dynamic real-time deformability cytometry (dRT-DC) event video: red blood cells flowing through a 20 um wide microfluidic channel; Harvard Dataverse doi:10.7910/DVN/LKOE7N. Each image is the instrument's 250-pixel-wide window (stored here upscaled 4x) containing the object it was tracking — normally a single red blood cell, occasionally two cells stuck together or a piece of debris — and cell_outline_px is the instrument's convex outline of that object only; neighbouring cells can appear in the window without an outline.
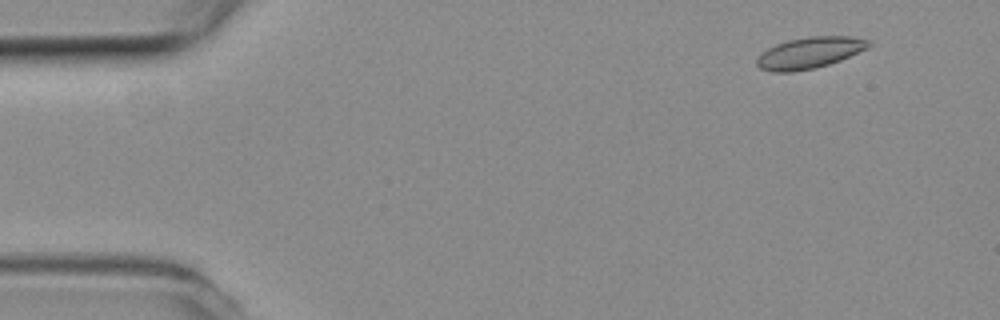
{"species": "common noctule bat (a hibernating species)", "species_latin": "Nyctalus noctula", "temperature_condition": "room temperature", "stored_images_in_passage": 51, "camera_frame_rate_fps": 3000, "um_per_image_px": 0.085, "animal": {"sex": "female", "body_mass_g": 19.3, "forearm_length_mm": 54.1}, "frame": {"image": 1, "passage_image": 1, "time_ms": 0.0, "image_size_px": [1000, 320], "cell_outline_px": [[872, 44], [868, 48], [840, 60], [816, 68], [792, 72], [772, 72], [760, 68], [756, 64], [756, 60], [768, 48], [776, 44], [788, 40], [808, 36], [852, 36], [868, 40]], "centroid_in_image_um": [68.83, 4.48], "position_along_channel_um": 16.2, "area_um2": 20.35}}
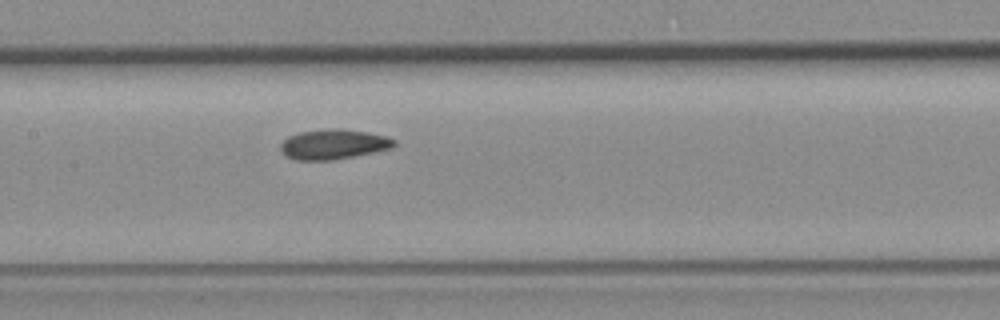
{"frame": {"image": 2, "passage_image": 22, "time_ms": 7.0, "image_size_px": [1000, 320], "cell_outline_px": [[396, 144], [392, 148], [332, 160], [296, 160], [280, 152], [280, 144], [288, 136], [300, 132], [328, 128], [340, 128], [388, 136], [396, 140]], "centroid_in_image_um": [28.33, 12.25], "position_along_channel_um": 179.1, "area_um2": 19.77}}
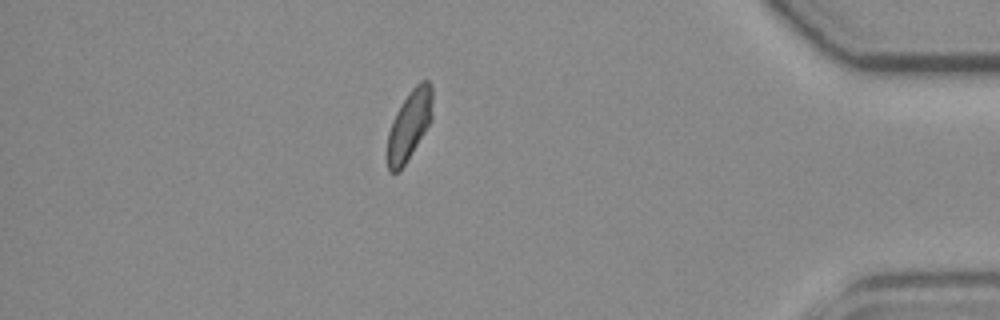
{"frame": {"image": 3, "passage_image": 43, "time_ms": 14.0, "image_size_px": [1000, 320], "cell_outline_px": [[432, 120], [400, 172], [388, 172], [388, 132], [392, 120], [396, 112], [412, 88], [420, 80], [428, 80], [432, 84]], "centroid_in_image_um": [34.81, 10.62], "position_along_channel_um": 400.4, "area_um2": 18.26}, "authors_computed_cell_mechanics": {"area_um2": 19.363, "velocity_mm_per_s": 3.7931, "shape_relaxation_time_tau1_ms": null, "shape_relaxation_time_tau2_ms": 2.7236, "deformation_change_tau1": null, "deformation_change_tau2": 0.0659}}